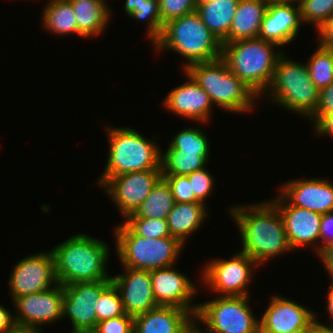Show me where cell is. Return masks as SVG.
I'll return each instance as SVG.
<instances>
[{
	"instance_id": "1",
	"label": "cell",
	"mask_w": 333,
	"mask_h": 333,
	"mask_svg": "<svg viewBox=\"0 0 333 333\" xmlns=\"http://www.w3.org/2000/svg\"><path fill=\"white\" fill-rule=\"evenodd\" d=\"M229 212L240 231L241 252L258 265L292 250L282 216L270 200L249 206H233Z\"/></svg>"
},
{
	"instance_id": "2",
	"label": "cell",
	"mask_w": 333,
	"mask_h": 333,
	"mask_svg": "<svg viewBox=\"0 0 333 333\" xmlns=\"http://www.w3.org/2000/svg\"><path fill=\"white\" fill-rule=\"evenodd\" d=\"M57 283L111 280L106 272L109 247L87 234H77L52 249Z\"/></svg>"
},
{
	"instance_id": "3",
	"label": "cell",
	"mask_w": 333,
	"mask_h": 333,
	"mask_svg": "<svg viewBox=\"0 0 333 333\" xmlns=\"http://www.w3.org/2000/svg\"><path fill=\"white\" fill-rule=\"evenodd\" d=\"M156 50L176 52L192 64L222 57L221 41L207 28L195 12L170 20L163 26L161 36L153 43Z\"/></svg>"
},
{
	"instance_id": "4",
	"label": "cell",
	"mask_w": 333,
	"mask_h": 333,
	"mask_svg": "<svg viewBox=\"0 0 333 333\" xmlns=\"http://www.w3.org/2000/svg\"><path fill=\"white\" fill-rule=\"evenodd\" d=\"M274 46L278 45L260 38L222 44V58L229 70L249 86L257 97L266 92L277 61L283 54L275 51Z\"/></svg>"
},
{
	"instance_id": "5",
	"label": "cell",
	"mask_w": 333,
	"mask_h": 333,
	"mask_svg": "<svg viewBox=\"0 0 333 333\" xmlns=\"http://www.w3.org/2000/svg\"><path fill=\"white\" fill-rule=\"evenodd\" d=\"M109 151L104 172L98 184L102 187L114 176L128 172L162 170V150L155 142L132 128L107 127Z\"/></svg>"
},
{
	"instance_id": "6",
	"label": "cell",
	"mask_w": 333,
	"mask_h": 333,
	"mask_svg": "<svg viewBox=\"0 0 333 333\" xmlns=\"http://www.w3.org/2000/svg\"><path fill=\"white\" fill-rule=\"evenodd\" d=\"M185 71L210 96L213 105L230 112H249L256 94L228 68L222 57L190 65Z\"/></svg>"
},
{
	"instance_id": "7",
	"label": "cell",
	"mask_w": 333,
	"mask_h": 333,
	"mask_svg": "<svg viewBox=\"0 0 333 333\" xmlns=\"http://www.w3.org/2000/svg\"><path fill=\"white\" fill-rule=\"evenodd\" d=\"M266 91L264 94L273 98L272 102L305 117H310L315 112L320 94L310 78L307 65L288 60L285 54L279 57Z\"/></svg>"
},
{
	"instance_id": "8",
	"label": "cell",
	"mask_w": 333,
	"mask_h": 333,
	"mask_svg": "<svg viewBox=\"0 0 333 333\" xmlns=\"http://www.w3.org/2000/svg\"><path fill=\"white\" fill-rule=\"evenodd\" d=\"M116 252L123 267L153 271L174 266L183 245L172 236L146 238L137 235L125 222L115 229Z\"/></svg>"
},
{
	"instance_id": "9",
	"label": "cell",
	"mask_w": 333,
	"mask_h": 333,
	"mask_svg": "<svg viewBox=\"0 0 333 333\" xmlns=\"http://www.w3.org/2000/svg\"><path fill=\"white\" fill-rule=\"evenodd\" d=\"M248 301L249 296H219L198 304L194 320L206 325L209 333H259V319Z\"/></svg>"
},
{
	"instance_id": "10",
	"label": "cell",
	"mask_w": 333,
	"mask_h": 333,
	"mask_svg": "<svg viewBox=\"0 0 333 333\" xmlns=\"http://www.w3.org/2000/svg\"><path fill=\"white\" fill-rule=\"evenodd\" d=\"M256 266L258 264L252 258L239 251L229 260L214 259L208 262L201 272V280L209 290L224 293L223 296H250L246 288Z\"/></svg>"
},
{
	"instance_id": "11",
	"label": "cell",
	"mask_w": 333,
	"mask_h": 333,
	"mask_svg": "<svg viewBox=\"0 0 333 333\" xmlns=\"http://www.w3.org/2000/svg\"><path fill=\"white\" fill-rule=\"evenodd\" d=\"M111 283L112 280H101L63 286L62 317L67 316L72 322L73 331L69 333L93 332L98 323L95 305Z\"/></svg>"
},
{
	"instance_id": "12",
	"label": "cell",
	"mask_w": 333,
	"mask_h": 333,
	"mask_svg": "<svg viewBox=\"0 0 333 333\" xmlns=\"http://www.w3.org/2000/svg\"><path fill=\"white\" fill-rule=\"evenodd\" d=\"M12 301L16 297L39 293L56 286L55 259L52 250L21 259L9 278Z\"/></svg>"
},
{
	"instance_id": "13",
	"label": "cell",
	"mask_w": 333,
	"mask_h": 333,
	"mask_svg": "<svg viewBox=\"0 0 333 333\" xmlns=\"http://www.w3.org/2000/svg\"><path fill=\"white\" fill-rule=\"evenodd\" d=\"M63 297V286L60 284L39 293L16 297L13 301L19 313L13 316L15 326L40 329L41 325L62 319Z\"/></svg>"
},
{
	"instance_id": "14",
	"label": "cell",
	"mask_w": 333,
	"mask_h": 333,
	"mask_svg": "<svg viewBox=\"0 0 333 333\" xmlns=\"http://www.w3.org/2000/svg\"><path fill=\"white\" fill-rule=\"evenodd\" d=\"M162 177V170L123 173L109 179L102 187L126 219L136 212Z\"/></svg>"
},
{
	"instance_id": "15",
	"label": "cell",
	"mask_w": 333,
	"mask_h": 333,
	"mask_svg": "<svg viewBox=\"0 0 333 333\" xmlns=\"http://www.w3.org/2000/svg\"><path fill=\"white\" fill-rule=\"evenodd\" d=\"M173 266L151 271L152 289L158 306H173L188 310L194 317L198 305L191 299L196 294L193 282Z\"/></svg>"
},
{
	"instance_id": "16",
	"label": "cell",
	"mask_w": 333,
	"mask_h": 333,
	"mask_svg": "<svg viewBox=\"0 0 333 333\" xmlns=\"http://www.w3.org/2000/svg\"><path fill=\"white\" fill-rule=\"evenodd\" d=\"M271 202L282 216L286 236L291 249L320 241L322 215L305 208L292 206L281 194Z\"/></svg>"
},
{
	"instance_id": "17",
	"label": "cell",
	"mask_w": 333,
	"mask_h": 333,
	"mask_svg": "<svg viewBox=\"0 0 333 333\" xmlns=\"http://www.w3.org/2000/svg\"><path fill=\"white\" fill-rule=\"evenodd\" d=\"M126 273L111 277L112 283L118 289L125 314L137 316L158 305L152 289L151 271L136 270L124 267Z\"/></svg>"
},
{
	"instance_id": "18",
	"label": "cell",
	"mask_w": 333,
	"mask_h": 333,
	"mask_svg": "<svg viewBox=\"0 0 333 333\" xmlns=\"http://www.w3.org/2000/svg\"><path fill=\"white\" fill-rule=\"evenodd\" d=\"M317 315L312 310L282 296L271 297L268 308L259 318V333H287L307 328Z\"/></svg>"
},
{
	"instance_id": "19",
	"label": "cell",
	"mask_w": 333,
	"mask_h": 333,
	"mask_svg": "<svg viewBox=\"0 0 333 333\" xmlns=\"http://www.w3.org/2000/svg\"><path fill=\"white\" fill-rule=\"evenodd\" d=\"M280 194L295 207L321 215L333 212V182L326 179H296L283 184Z\"/></svg>"
},
{
	"instance_id": "20",
	"label": "cell",
	"mask_w": 333,
	"mask_h": 333,
	"mask_svg": "<svg viewBox=\"0 0 333 333\" xmlns=\"http://www.w3.org/2000/svg\"><path fill=\"white\" fill-rule=\"evenodd\" d=\"M184 74L189 82L173 88L165 98L164 106L182 118L207 122L213 106L210 96L185 70Z\"/></svg>"
},
{
	"instance_id": "21",
	"label": "cell",
	"mask_w": 333,
	"mask_h": 333,
	"mask_svg": "<svg viewBox=\"0 0 333 333\" xmlns=\"http://www.w3.org/2000/svg\"><path fill=\"white\" fill-rule=\"evenodd\" d=\"M294 4L269 1L258 38L281 47L298 35L302 25L300 8Z\"/></svg>"
},
{
	"instance_id": "22",
	"label": "cell",
	"mask_w": 333,
	"mask_h": 333,
	"mask_svg": "<svg viewBox=\"0 0 333 333\" xmlns=\"http://www.w3.org/2000/svg\"><path fill=\"white\" fill-rule=\"evenodd\" d=\"M194 323L188 310L158 306L134 317V333H185Z\"/></svg>"
},
{
	"instance_id": "23",
	"label": "cell",
	"mask_w": 333,
	"mask_h": 333,
	"mask_svg": "<svg viewBox=\"0 0 333 333\" xmlns=\"http://www.w3.org/2000/svg\"><path fill=\"white\" fill-rule=\"evenodd\" d=\"M270 0H239L228 36L221 42L258 38Z\"/></svg>"
},
{
	"instance_id": "24",
	"label": "cell",
	"mask_w": 333,
	"mask_h": 333,
	"mask_svg": "<svg viewBox=\"0 0 333 333\" xmlns=\"http://www.w3.org/2000/svg\"><path fill=\"white\" fill-rule=\"evenodd\" d=\"M206 207V204L202 202H175L166 219L171 236L184 245L187 237L201 228V224L207 216Z\"/></svg>"
},
{
	"instance_id": "25",
	"label": "cell",
	"mask_w": 333,
	"mask_h": 333,
	"mask_svg": "<svg viewBox=\"0 0 333 333\" xmlns=\"http://www.w3.org/2000/svg\"><path fill=\"white\" fill-rule=\"evenodd\" d=\"M78 26V36L95 37L101 34L110 21V9L106 0H72Z\"/></svg>"
},
{
	"instance_id": "26",
	"label": "cell",
	"mask_w": 333,
	"mask_h": 333,
	"mask_svg": "<svg viewBox=\"0 0 333 333\" xmlns=\"http://www.w3.org/2000/svg\"><path fill=\"white\" fill-rule=\"evenodd\" d=\"M239 0H212L197 4L196 13L207 28L222 42L229 33Z\"/></svg>"
},
{
	"instance_id": "27",
	"label": "cell",
	"mask_w": 333,
	"mask_h": 333,
	"mask_svg": "<svg viewBox=\"0 0 333 333\" xmlns=\"http://www.w3.org/2000/svg\"><path fill=\"white\" fill-rule=\"evenodd\" d=\"M44 28L58 35H78L75 13L70 1L51 0L43 10Z\"/></svg>"
},
{
	"instance_id": "28",
	"label": "cell",
	"mask_w": 333,
	"mask_h": 333,
	"mask_svg": "<svg viewBox=\"0 0 333 333\" xmlns=\"http://www.w3.org/2000/svg\"><path fill=\"white\" fill-rule=\"evenodd\" d=\"M209 153H190L173 150L170 146L161 153L162 175H188L206 167Z\"/></svg>"
},
{
	"instance_id": "29",
	"label": "cell",
	"mask_w": 333,
	"mask_h": 333,
	"mask_svg": "<svg viewBox=\"0 0 333 333\" xmlns=\"http://www.w3.org/2000/svg\"><path fill=\"white\" fill-rule=\"evenodd\" d=\"M174 203L169 184L161 177L134 214L139 218L166 220Z\"/></svg>"
},
{
	"instance_id": "30",
	"label": "cell",
	"mask_w": 333,
	"mask_h": 333,
	"mask_svg": "<svg viewBox=\"0 0 333 333\" xmlns=\"http://www.w3.org/2000/svg\"><path fill=\"white\" fill-rule=\"evenodd\" d=\"M125 13L132 19L147 20L148 28L146 35L154 43L163 30L162 21L159 13L158 0H126Z\"/></svg>"
},
{
	"instance_id": "31",
	"label": "cell",
	"mask_w": 333,
	"mask_h": 333,
	"mask_svg": "<svg viewBox=\"0 0 333 333\" xmlns=\"http://www.w3.org/2000/svg\"><path fill=\"white\" fill-rule=\"evenodd\" d=\"M306 63L310 78L321 90L333 83V51L324 48L320 43Z\"/></svg>"
},
{
	"instance_id": "32",
	"label": "cell",
	"mask_w": 333,
	"mask_h": 333,
	"mask_svg": "<svg viewBox=\"0 0 333 333\" xmlns=\"http://www.w3.org/2000/svg\"><path fill=\"white\" fill-rule=\"evenodd\" d=\"M299 8L302 24H313L318 30L333 19V0H303Z\"/></svg>"
},
{
	"instance_id": "33",
	"label": "cell",
	"mask_w": 333,
	"mask_h": 333,
	"mask_svg": "<svg viewBox=\"0 0 333 333\" xmlns=\"http://www.w3.org/2000/svg\"><path fill=\"white\" fill-rule=\"evenodd\" d=\"M169 145L173 150L190 153H210L206 134L197 128H184L178 132Z\"/></svg>"
},
{
	"instance_id": "34",
	"label": "cell",
	"mask_w": 333,
	"mask_h": 333,
	"mask_svg": "<svg viewBox=\"0 0 333 333\" xmlns=\"http://www.w3.org/2000/svg\"><path fill=\"white\" fill-rule=\"evenodd\" d=\"M95 310L98 322L125 315L121 296L113 283L100 294Z\"/></svg>"
},
{
	"instance_id": "35",
	"label": "cell",
	"mask_w": 333,
	"mask_h": 333,
	"mask_svg": "<svg viewBox=\"0 0 333 333\" xmlns=\"http://www.w3.org/2000/svg\"><path fill=\"white\" fill-rule=\"evenodd\" d=\"M137 235L146 238H160L171 236L167 220L139 218L134 213L124 221Z\"/></svg>"
},
{
	"instance_id": "36",
	"label": "cell",
	"mask_w": 333,
	"mask_h": 333,
	"mask_svg": "<svg viewBox=\"0 0 333 333\" xmlns=\"http://www.w3.org/2000/svg\"><path fill=\"white\" fill-rule=\"evenodd\" d=\"M162 26L170 20L196 11V0H158Z\"/></svg>"
},
{
	"instance_id": "37",
	"label": "cell",
	"mask_w": 333,
	"mask_h": 333,
	"mask_svg": "<svg viewBox=\"0 0 333 333\" xmlns=\"http://www.w3.org/2000/svg\"><path fill=\"white\" fill-rule=\"evenodd\" d=\"M162 177L169 184L175 202H200L192 192V187L187 175H162Z\"/></svg>"
},
{
	"instance_id": "38",
	"label": "cell",
	"mask_w": 333,
	"mask_h": 333,
	"mask_svg": "<svg viewBox=\"0 0 333 333\" xmlns=\"http://www.w3.org/2000/svg\"><path fill=\"white\" fill-rule=\"evenodd\" d=\"M211 176L206 167L187 175L192 187V192L195 197L204 204H206L205 200L211 195V192L213 193L214 179Z\"/></svg>"
},
{
	"instance_id": "39",
	"label": "cell",
	"mask_w": 333,
	"mask_h": 333,
	"mask_svg": "<svg viewBox=\"0 0 333 333\" xmlns=\"http://www.w3.org/2000/svg\"><path fill=\"white\" fill-rule=\"evenodd\" d=\"M92 333H134V317L125 314L100 321Z\"/></svg>"
},
{
	"instance_id": "40",
	"label": "cell",
	"mask_w": 333,
	"mask_h": 333,
	"mask_svg": "<svg viewBox=\"0 0 333 333\" xmlns=\"http://www.w3.org/2000/svg\"><path fill=\"white\" fill-rule=\"evenodd\" d=\"M333 113V83L320 90L318 105L309 117L316 123L323 115Z\"/></svg>"
},
{
	"instance_id": "41",
	"label": "cell",
	"mask_w": 333,
	"mask_h": 333,
	"mask_svg": "<svg viewBox=\"0 0 333 333\" xmlns=\"http://www.w3.org/2000/svg\"><path fill=\"white\" fill-rule=\"evenodd\" d=\"M320 242H322L320 246L318 245L316 248L314 247V249H316L315 252H317V255L324 247L333 244V212L325 213L322 215L320 226Z\"/></svg>"
},
{
	"instance_id": "42",
	"label": "cell",
	"mask_w": 333,
	"mask_h": 333,
	"mask_svg": "<svg viewBox=\"0 0 333 333\" xmlns=\"http://www.w3.org/2000/svg\"><path fill=\"white\" fill-rule=\"evenodd\" d=\"M319 43L326 49L333 51V19L326 22L319 30Z\"/></svg>"
},
{
	"instance_id": "43",
	"label": "cell",
	"mask_w": 333,
	"mask_h": 333,
	"mask_svg": "<svg viewBox=\"0 0 333 333\" xmlns=\"http://www.w3.org/2000/svg\"><path fill=\"white\" fill-rule=\"evenodd\" d=\"M314 126L317 134L333 136V113L323 115Z\"/></svg>"
},
{
	"instance_id": "44",
	"label": "cell",
	"mask_w": 333,
	"mask_h": 333,
	"mask_svg": "<svg viewBox=\"0 0 333 333\" xmlns=\"http://www.w3.org/2000/svg\"><path fill=\"white\" fill-rule=\"evenodd\" d=\"M15 328L13 314L0 305V333H11Z\"/></svg>"
},
{
	"instance_id": "45",
	"label": "cell",
	"mask_w": 333,
	"mask_h": 333,
	"mask_svg": "<svg viewBox=\"0 0 333 333\" xmlns=\"http://www.w3.org/2000/svg\"><path fill=\"white\" fill-rule=\"evenodd\" d=\"M306 333H333V326L323 325L315 318L306 328Z\"/></svg>"
},
{
	"instance_id": "46",
	"label": "cell",
	"mask_w": 333,
	"mask_h": 333,
	"mask_svg": "<svg viewBox=\"0 0 333 333\" xmlns=\"http://www.w3.org/2000/svg\"><path fill=\"white\" fill-rule=\"evenodd\" d=\"M324 262V265H332L333 264V244L324 247L321 252L318 254Z\"/></svg>"
},
{
	"instance_id": "47",
	"label": "cell",
	"mask_w": 333,
	"mask_h": 333,
	"mask_svg": "<svg viewBox=\"0 0 333 333\" xmlns=\"http://www.w3.org/2000/svg\"><path fill=\"white\" fill-rule=\"evenodd\" d=\"M326 303L328 313L333 320V287H329Z\"/></svg>"
},
{
	"instance_id": "48",
	"label": "cell",
	"mask_w": 333,
	"mask_h": 333,
	"mask_svg": "<svg viewBox=\"0 0 333 333\" xmlns=\"http://www.w3.org/2000/svg\"><path fill=\"white\" fill-rule=\"evenodd\" d=\"M11 333H42V329H27L16 327Z\"/></svg>"
},
{
	"instance_id": "49",
	"label": "cell",
	"mask_w": 333,
	"mask_h": 333,
	"mask_svg": "<svg viewBox=\"0 0 333 333\" xmlns=\"http://www.w3.org/2000/svg\"><path fill=\"white\" fill-rule=\"evenodd\" d=\"M194 323L185 333H201V328Z\"/></svg>"
},
{
	"instance_id": "50",
	"label": "cell",
	"mask_w": 333,
	"mask_h": 333,
	"mask_svg": "<svg viewBox=\"0 0 333 333\" xmlns=\"http://www.w3.org/2000/svg\"><path fill=\"white\" fill-rule=\"evenodd\" d=\"M324 267L328 271V273L330 275V278L332 280L329 287H333V264L332 265H324Z\"/></svg>"
},
{
	"instance_id": "51",
	"label": "cell",
	"mask_w": 333,
	"mask_h": 333,
	"mask_svg": "<svg viewBox=\"0 0 333 333\" xmlns=\"http://www.w3.org/2000/svg\"><path fill=\"white\" fill-rule=\"evenodd\" d=\"M270 1L289 3V4H294L295 2L297 5H299L303 0H270Z\"/></svg>"
},
{
	"instance_id": "52",
	"label": "cell",
	"mask_w": 333,
	"mask_h": 333,
	"mask_svg": "<svg viewBox=\"0 0 333 333\" xmlns=\"http://www.w3.org/2000/svg\"><path fill=\"white\" fill-rule=\"evenodd\" d=\"M287 333H306V328L290 331V332H287Z\"/></svg>"
},
{
	"instance_id": "53",
	"label": "cell",
	"mask_w": 333,
	"mask_h": 333,
	"mask_svg": "<svg viewBox=\"0 0 333 333\" xmlns=\"http://www.w3.org/2000/svg\"><path fill=\"white\" fill-rule=\"evenodd\" d=\"M212 0H196V3L197 4H204V3H207V2H210Z\"/></svg>"
}]
</instances>
